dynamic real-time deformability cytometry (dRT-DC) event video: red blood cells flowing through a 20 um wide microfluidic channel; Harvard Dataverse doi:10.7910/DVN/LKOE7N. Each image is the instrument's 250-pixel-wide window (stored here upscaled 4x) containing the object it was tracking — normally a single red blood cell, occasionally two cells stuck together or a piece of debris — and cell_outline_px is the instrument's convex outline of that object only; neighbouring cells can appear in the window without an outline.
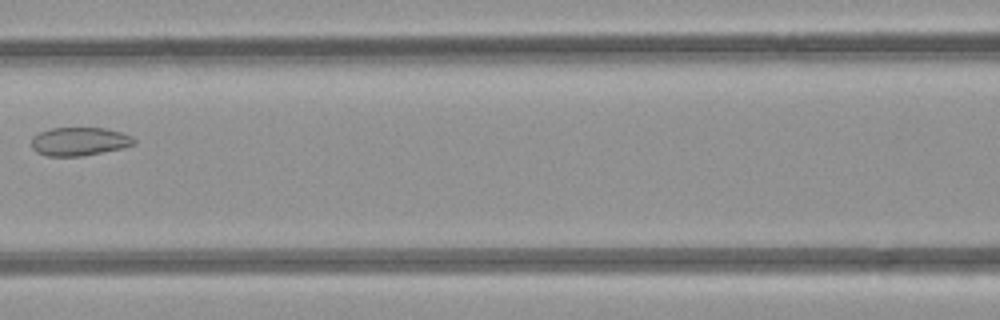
{"species": "common noctule bat (a hibernating species)", "species_latin": "Nyctalus noctula", "temperature_condition": "room temperature", "stored_images_in_passage": 8, "camera_frame_rate_fps": 3000, "um_per_image_px": 0.085, "animal": {"sex": "female", "body_mass_g": 21.9}, "frame": {"image": 1, "passage_image": 6, "time_ms": 6.0, "image_size_px": [1000, 320], "cell_outline_px": [[136, 140], [132, 144], [120, 148], [84, 156], [48, 156], [36, 152], [32, 148], [32, 136], [40, 132], [52, 128], [104, 128], [120, 132], [132, 136]], "centroid_in_image_um": [6.71, 12.02], "position_along_channel_um": 159.9, "area_um2": 16.82}}
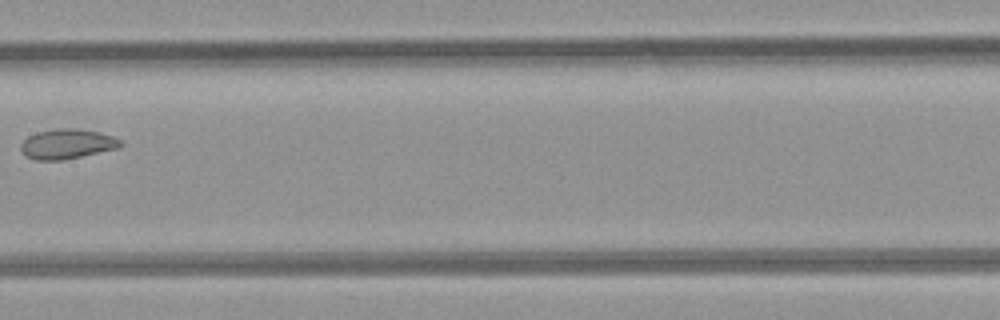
{"frame": {"image": 2, "passage_image": 7, "time_ms": 7.0, "image_size_px": [1000, 320], "cell_outline_px": [[124, 144], [116, 148], [80, 156], [60, 160], [36, 160], [24, 156], [20, 152], [20, 144], [28, 136], [36, 132], [56, 128], [76, 128], [100, 132], [112, 136], [120, 140]], "centroid_in_image_um": [5.64, 12.22], "position_along_channel_um": 201.8, "area_um2": 17.34}}
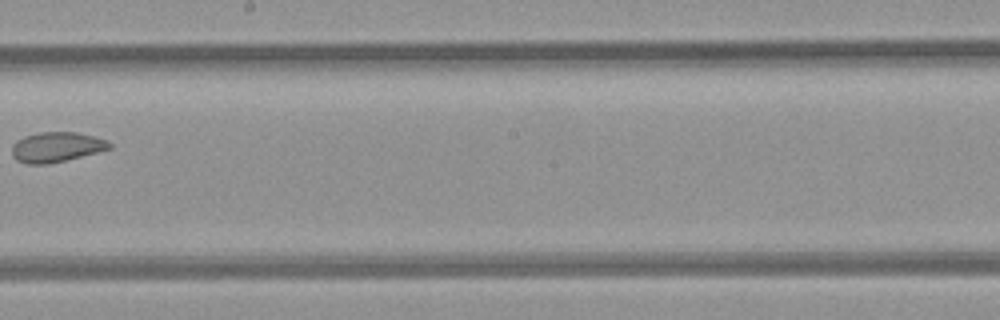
{"frame": {"image": 3, "passage_image": 8, "time_ms": 8.0, "image_size_px": [1000, 320], "cell_outline_px": [[112, 148], [48, 164], [28, 164], [16, 160], [12, 156], [12, 144], [16, 140], [24, 136], [40, 132], [76, 132], [108, 140], [112, 144]], "centroid_in_image_um": [4.77, 12.49], "position_along_channel_um": 243.4, "area_um2": 16.99}}